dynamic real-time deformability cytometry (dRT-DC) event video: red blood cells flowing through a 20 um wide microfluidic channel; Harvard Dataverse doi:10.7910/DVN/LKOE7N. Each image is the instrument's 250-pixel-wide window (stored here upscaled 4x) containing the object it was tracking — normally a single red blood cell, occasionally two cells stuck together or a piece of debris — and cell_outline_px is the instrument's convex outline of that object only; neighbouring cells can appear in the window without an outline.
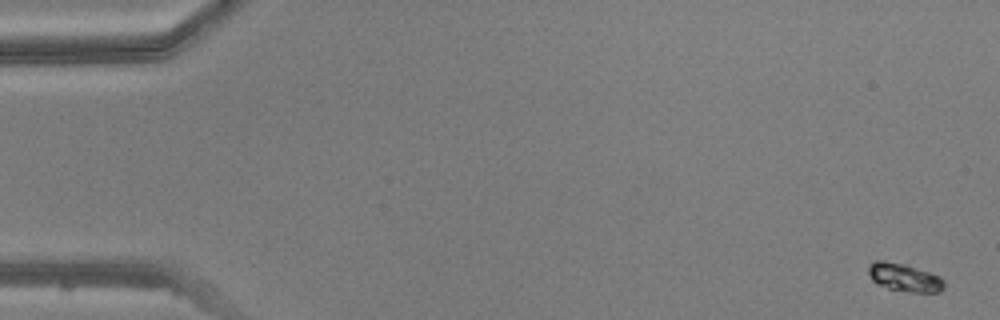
{"species": "common noctule bat (a hibernating species)", "species_latin": "Nyctalus noctula", "temperature_condition": "warm", "stored_images_in_passage": 51, "camera_frame_rate_fps": 3000, "um_per_image_px": 0.085, "animal": {"sex": "male", "body_mass_g": 20.5, "forearm_length_mm": 52.5}, "frame": {"image": 1, "passage_image": 1, "time_ms": 0.0, "image_size_px": [1000, 320], "cell_outline_px": [[944, 288], [940, 292], [908, 292], [888, 288], [876, 284], [872, 280], [868, 272], [868, 268], [876, 260], [884, 260], [904, 264], [940, 276], [944, 280]], "centroid_in_image_um": [76.88, 23.59], "position_along_channel_um": 8.1, "area_um2": 12.31}}
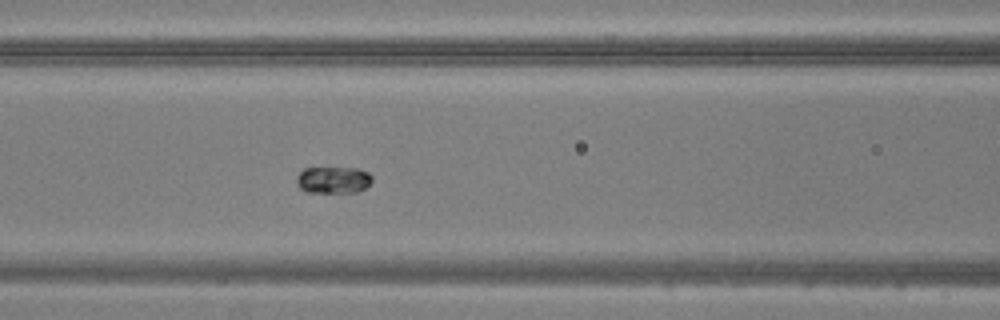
{"frame": {"image": 2, "passage_image": 22, "time_ms": 7.0, "image_size_px": [1000, 320], "cell_outline_px": [[372, 180], [364, 188], [356, 192], [304, 192], [300, 188], [296, 180], [296, 176], [304, 168], [356, 168], [368, 172], [372, 176]], "centroid_in_image_um": [28.3, 15.29], "position_along_channel_um": 138.3, "area_um2": 11.73}}
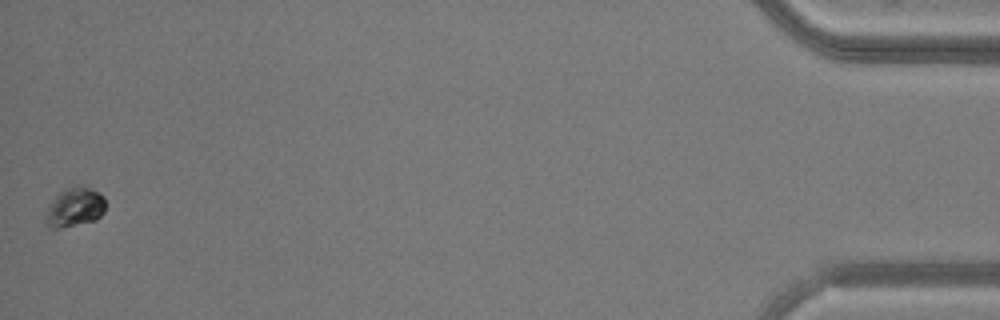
{"frame": {"image": 3, "passage_image": 51, "time_ms": 16.667, "image_size_px": [1000, 320], "cell_outline_px": [[104, 212], [96, 220], [60, 228], [48, 228], [44, 220], [44, 216], [52, 200], [64, 188], [76, 184], [84, 184], [100, 192], [104, 196]], "centroid_in_image_um": [6.35, 17.58], "position_along_channel_um": 428.9, "area_um2": 14.05}}